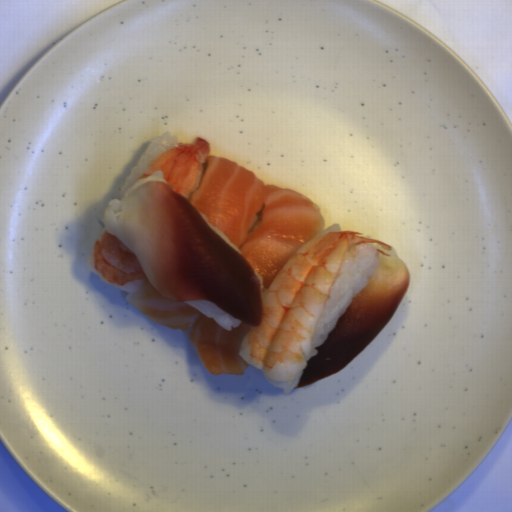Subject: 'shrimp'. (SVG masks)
<instances>
[{
  "label": "shrimp",
  "instance_id": "obj_1",
  "mask_svg": "<svg viewBox=\"0 0 512 512\" xmlns=\"http://www.w3.org/2000/svg\"><path fill=\"white\" fill-rule=\"evenodd\" d=\"M392 247L350 230L320 234L293 253L263 300L260 326H249L239 356L272 380L294 381L306 368L315 330L348 251L356 245Z\"/></svg>",
  "mask_w": 512,
  "mask_h": 512
},
{
  "label": "shrimp",
  "instance_id": "obj_2",
  "mask_svg": "<svg viewBox=\"0 0 512 512\" xmlns=\"http://www.w3.org/2000/svg\"><path fill=\"white\" fill-rule=\"evenodd\" d=\"M85 262L96 276L127 294L137 293L147 279L136 254L107 229L94 241Z\"/></svg>",
  "mask_w": 512,
  "mask_h": 512
},
{
  "label": "shrimp",
  "instance_id": "obj_3",
  "mask_svg": "<svg viewBox=\"0 0 512 512\" xmlns=\"http://www.w3.org/2000/svg\"><path fill=\"white\" fill-rule=\"evenodd\" d=\"M209 142L202 137L194 143H178L156 158L141 174V179L149 178L160 171L172 192L188 199L194 189L200 169L210 155Z\"/></svg>",
  "mask_w": 512,
  "mask_h": 512
}]
</instances>
